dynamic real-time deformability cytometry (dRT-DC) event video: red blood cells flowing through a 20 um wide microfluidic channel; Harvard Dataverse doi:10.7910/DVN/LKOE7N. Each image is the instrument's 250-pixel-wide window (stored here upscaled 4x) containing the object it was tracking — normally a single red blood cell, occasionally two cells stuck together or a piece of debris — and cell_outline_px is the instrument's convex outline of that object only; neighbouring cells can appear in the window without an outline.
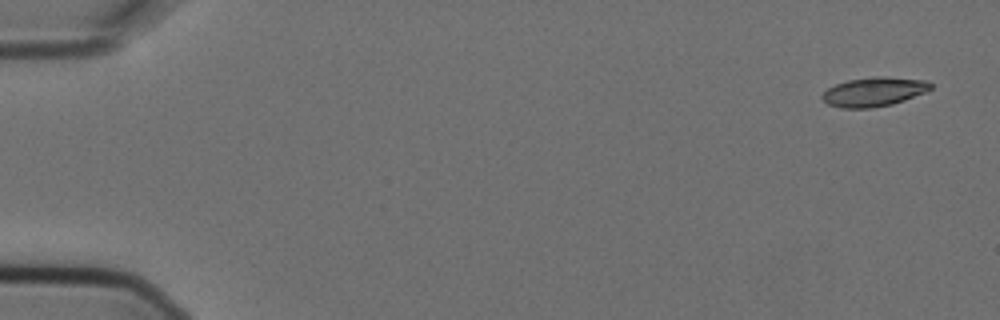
{"species": "Egyptian fruit bat (a non-hibernating species)", "species_latin": "Rousettus aegyptiacus", "temperature_condition": "cold", "stored_images_in_passage": 7, "camera_frame_rate_fps": 3000, "um_per_image_px": 0.085, "animal": {"sex": "female"}, "frame": {"image": 1, "passage_image": 1, "time_ms": 0.0, "image_size_px": [1000, 320], "cell_outline_px": [[932, 88], [924, 92], [904, 100], [892, 104], [872, 108], [840, 108], [828, 104], [820, 96], [828, 88], [836, 84], [848, 80], [872, 76], [884, 76], [928, 80], [932, 84]], "centroid_in_image_um": [74.28, 7.79], "position_along_channel_um": 10.7, "area_um2": 18.5}}
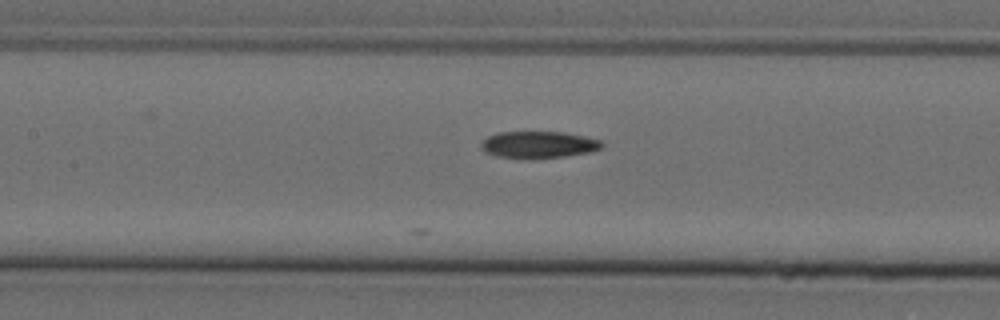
{"frame": {"image": 2, "passage_image": 7, "time_ms": 2.0, "image_size_px": [1000, 320], "cell_outline_px": [[604, 144], [600, 148], [588, 152], [564, 156], [524, 160], [496, 156], [484, 152], [480, 148], [480, 144], [488, 136], [496, 132], [564, 132], [584, 136], [600, 140]], "centroid_in_image_um": [45.71, 12.31], "position_along_channel_um": 161.7, "area_um2": 19.13}}